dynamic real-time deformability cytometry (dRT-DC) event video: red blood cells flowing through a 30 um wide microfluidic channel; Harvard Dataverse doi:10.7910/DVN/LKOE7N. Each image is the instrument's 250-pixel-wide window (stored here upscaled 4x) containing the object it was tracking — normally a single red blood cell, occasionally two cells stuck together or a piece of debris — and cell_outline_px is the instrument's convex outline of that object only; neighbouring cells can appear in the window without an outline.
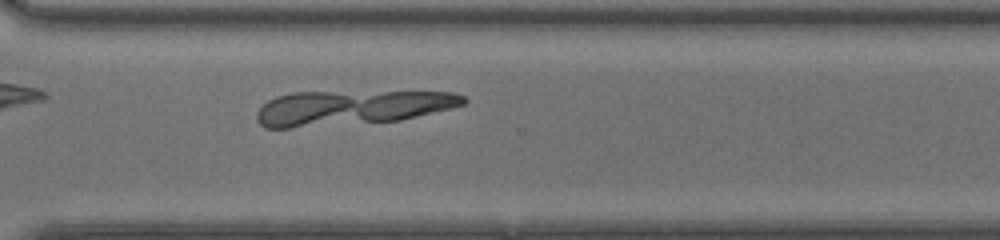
{"species": "common noctule bat (a hibernating species)", "species_latin": "Nyctalus noctula", "temperature_condition": "warm", "stored_images_in_passage": 33, "segment_of_instrument_passage": [3, 3], "camera_frame_rate_fps": 3000, "um_per_image_px": 0.085, "animal": {"sex": "female", "body_mass_g": 17.0, "forearm_length_mm": 48.0}, "frame": {"image": 1, "passage_image": 21, "time_ms": 6.667, "image_size_px": [1000, 240], "cell_outline_px": [[348, 104], [340, 108], [296, 124], [280, 128], [272, 128], [264, 124], [260, 120], [260, 112], [272, 100], [284, 96], [340, 96], [348, 100]], "centroid_in_image_um": [25.38, 9.3], "position_along_channel_um": 345.2, "area_um2": 13.58}}